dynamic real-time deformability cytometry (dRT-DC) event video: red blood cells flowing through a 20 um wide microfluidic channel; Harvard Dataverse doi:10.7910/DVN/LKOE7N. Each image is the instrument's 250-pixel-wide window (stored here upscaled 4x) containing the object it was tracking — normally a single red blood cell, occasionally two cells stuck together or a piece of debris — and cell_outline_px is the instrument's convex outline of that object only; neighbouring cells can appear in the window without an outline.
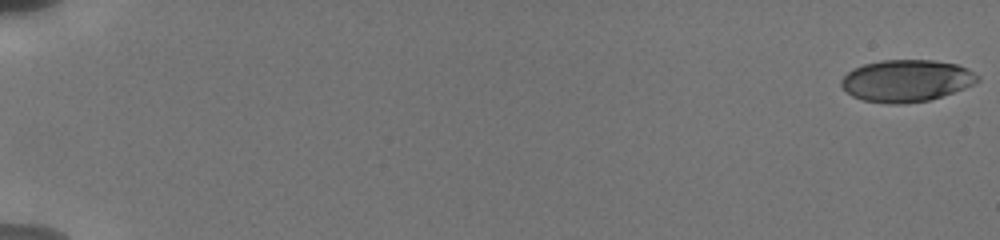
{"species": "human", "species_latin": "Homo sapiens", "temperature_condition": "cold", "stored_images_in_passage": 17, "camera_frame_rate_fps": 3000, "um_per_image_px": 0.085, "donor": {"sex": "male"}, "frame": {"image": 1, "passage_image": 1, "time_ms": 0.0, "image_size_px": [1000, 240], "cell_outline_px": [[980, 80], [964, 88], [928, 100], [904, 104], [888, 104], [864, 100], [852, 96], [840, 84], [840, 80], [852, 68], [864, 64], [880, 60], [932, 60], [956, 64], [968, 68], [980, 76]], "centroid_in_image_um": [77.03, 6.85], "position_along_channel_um": 8.0, "area_um2": 33.29}}
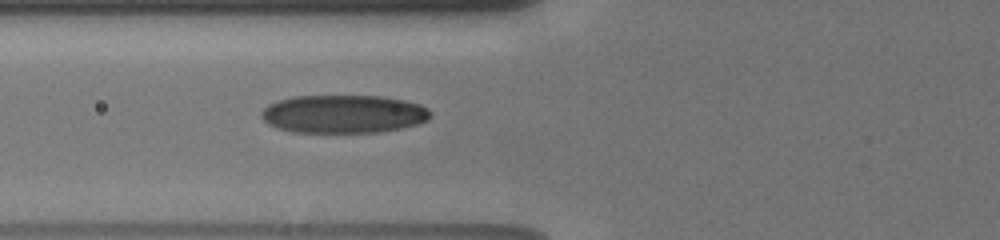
{"frame": {"image": 2, "passage_image": 15, "time_ms": 7.667, "image_size_px": [1000, 240], "cell_outline_px": [[432, 116], [428, 120], [416, 124], [400, 128], [376, 132], [292, 132], [276, 128], [268, 124], [260, 116], [260, 112], [268, 104], [292, 96], [380, 96], [404, 100], [420, 104], [428, 108], [432, 112]], "centroid_in_image_um": [29.19, 9.69], "position_along_channel_um": 96.6, "area_um2": 37.74}}
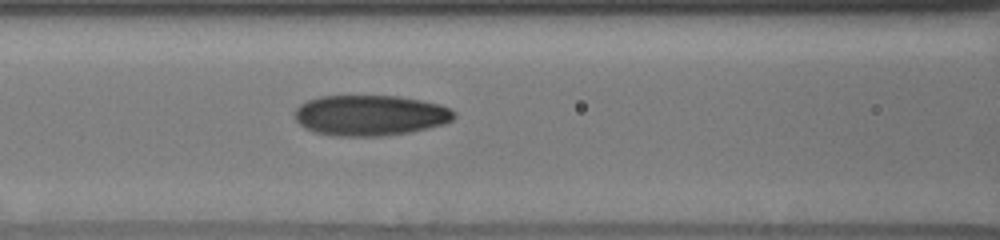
{"frame": {"image": 3, "passage_image": 17, "time_ms": 8.667, "image_size_px": [1000, 240], "cell_outline_px": [[456, 116], [452, 120], [444, 124], [428, 128], [408, 132], [384, 136], [332, 136], [316, 132], [304, 128], [296, 120], [296, 108], [300, 104], [308, 100], [320, 96], [396, 96], [420, 100], [440, 104], [456, 112]], "centroid_in_image_um": [31.47, 9.81], "position_along_channel_um": 135.1, "area_um2": 37.69}}